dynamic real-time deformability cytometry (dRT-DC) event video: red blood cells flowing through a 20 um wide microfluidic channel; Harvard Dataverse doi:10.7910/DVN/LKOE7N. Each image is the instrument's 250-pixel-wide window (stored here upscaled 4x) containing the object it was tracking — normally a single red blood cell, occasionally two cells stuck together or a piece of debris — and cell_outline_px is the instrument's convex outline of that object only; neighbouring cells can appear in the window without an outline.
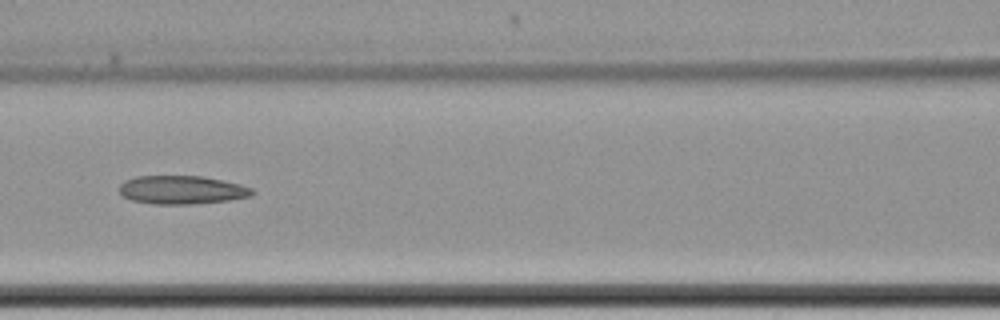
{"species": "common noctule bat (a hibernating species)", "species_latin": "Nyctalus noctula", "temperature_condition": "cold", "stored_images_in_passage": 10, "camera_frame_rate_fps": 3000, "um_per_image_px": 0.085, "animal": {"sex": "female", "body_mass_g": 22.7, "forearm_length_mm": 54.2}, "frame": {"image": 1, "passage_image": 9, "time_ms": 10.333, "image_size_px": [1000, 320], "cell_outline_px": [[256, 192], [252, 196], [228, 200], [192, 204], [152, 204], [132, 200], [124, 196], [120, 192], [120, 184], [124, 180], [136, 176], [204, 176], [240, 184], [252, 188]], "centroid_in_image_um": [15.47, 16.13], "position_along_channel_um": 151.1, "area_um2": 22.08}}
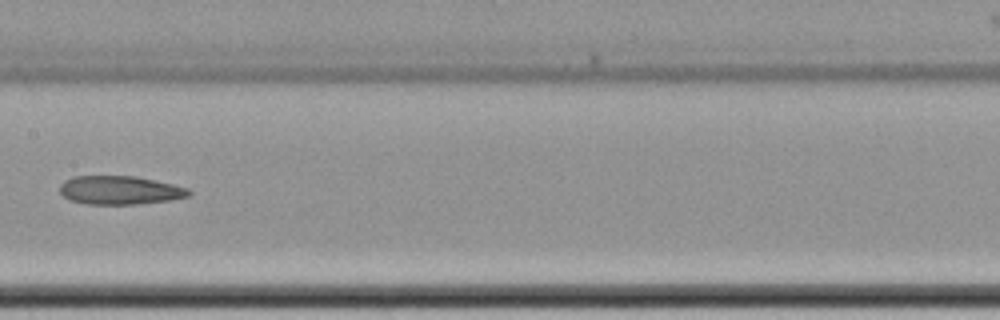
{"frame": {"image": 2, "passage_image": 10, "time_ms": 11.667, "image_size_px": [1000, 320], "cell_outline_px": [[192, 192], [188, 196], [168, 200], [136, 204], [84, 204], [68, 200], [60, 192], [60, 184], [64, 180], [72, 176], [136, 176], [172, 184], [188, 188]], "centroid_in_image_um": [10.14, 16.16], "position_along_channel_um": 197.3, "area_um2": 21.5}}